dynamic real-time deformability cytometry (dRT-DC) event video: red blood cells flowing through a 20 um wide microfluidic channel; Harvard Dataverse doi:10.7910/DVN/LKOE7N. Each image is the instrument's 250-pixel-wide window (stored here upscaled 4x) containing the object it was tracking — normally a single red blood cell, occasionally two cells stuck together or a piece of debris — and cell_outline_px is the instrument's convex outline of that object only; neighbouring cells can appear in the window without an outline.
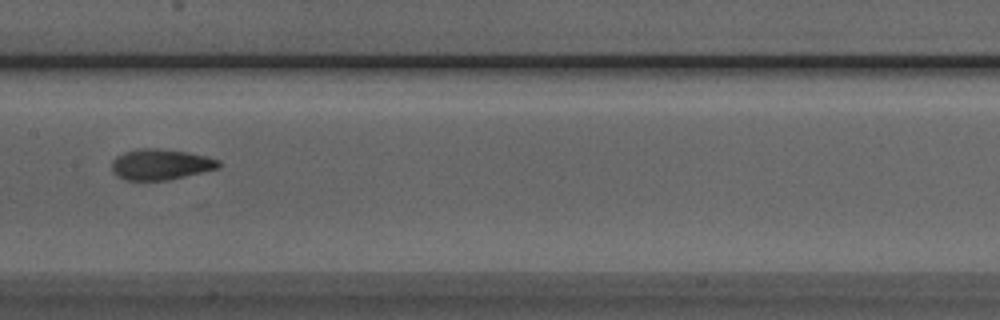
{"species": "Egyptian fruit bat (a non-hibernating species)", "species_latin": "Rousettus aegyptiacus", "temperature_condition": "room temperature", "stored_images_in_passage": 5, "camera_frame_rate_fps": 3000, "um_per_image_px": 0.085, "animal": {"sex": "male"}, "frame": {"image": 1, "passage_image": 5, "time_ms": 1.333, "image_size_px": [1000, 320], "cell_outline_px": [[220, 168], [168, 180], [124, 180], [116, 176], [112, 172], [112, 160], [116, 156], [124, 152], [140, 148], [156, 148], [184, 152], [204, 156], [220, 160]], "centroid_in_image_um": [13.62, 13.98], "position_along_channel_um": 193.8, "area_um2": 19.13}}